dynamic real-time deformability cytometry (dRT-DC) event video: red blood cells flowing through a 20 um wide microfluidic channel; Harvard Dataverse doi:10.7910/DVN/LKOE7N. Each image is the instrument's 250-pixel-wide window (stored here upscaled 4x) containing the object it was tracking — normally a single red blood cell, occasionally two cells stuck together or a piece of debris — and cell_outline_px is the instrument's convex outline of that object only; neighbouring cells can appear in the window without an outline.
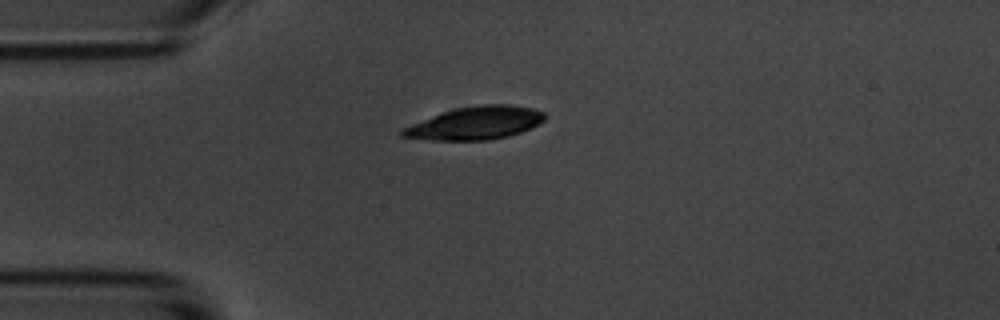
{"species": "common noctule bat (a hibernating species)", "species_latin": "Nyctalus noctula", "temperature_condition": "room temperature", "stored_images_in_passage": 43, "camera_frame_rate_fps": 3000, "um_per_image_px": 0.085, "animal": {"sex": "male", "body_mass_g": 20.1, "forearm_length_mm": 53.5}, "frame": {"image": 1, "passage_image": 1, "time_ms": 0.0, "image_size_px": [1000, 320], "cell_outline_px": [[548, 116], [540, 124], [532, 128], [508, 136], [488, 140], [432, 140], [400, 136], [400, 128], [432, 116], [456, 108], [480, 104], [512, 104], [532, 108], [544, 112]], "centroid_in_image_um": [40.45, 10.46], "position_along_channel_um": 44.6, "area_um2": 27.4}}
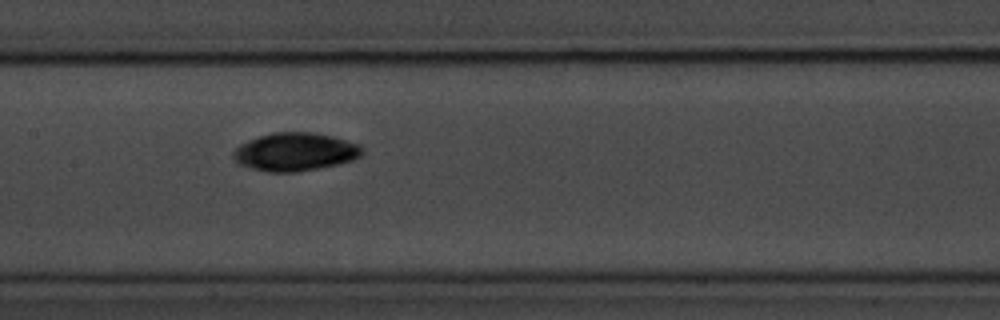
{"frame": {"image": 2, "passage_image": 14, "time_ms": 4.333, "image_size_px": [1000, 320], "cell_outline_px": [[364, 152], [360, 156], [352, 160], [336, 164], [296, 172], [268, 172], [252, 168], [240, 164], [232, 156], [232, 152], [240, 144], [248, 140], [272, 132], [312, 132], [332, 136], [360, 144], [364, 148]], "centroid_in_image_um": [25.09, 12.89], "position_along_channel_um": 182.3, "area_um2": 28.55}}
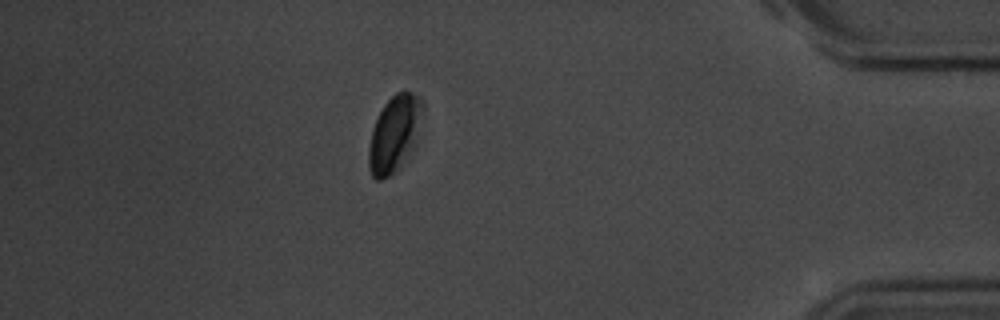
{"frame": {"image": 3, "passage_image": 36, "time_ms": 11.667, "image_size_px": [1000, 320], "cell_outline_px": [[424, 108], [416, 144], [412, 152], [400, 168], [396, 172], [380, 180], [376, 180], [372, 176], [368, 168], [368, 148], [372, 128], [384, 104], [396, 92], [412, 92], [420, 96], [424, 104]], "centroid_in_image_um": [33.55, 11.39], "position_along_channel_um": 401.7, "area_um2": 24.51}, "authors_computed_cell_mechanics": {"area_um2": 27.6284, "velocity_mm_per_s": 3.5626, "shape_relaxation_time_tau1_ms": 5.6308, "shape_relaxation_time_tau2_ms": null, "deformation_change_tau1": 0.2246, "deformation_change_tau2": null}}